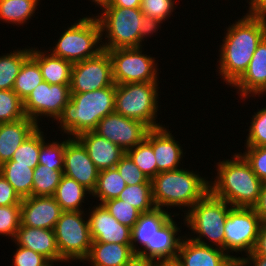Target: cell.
Here are the masks:
<instances>
[{"label":"cell","instance_id":"cell-1","mask_svg":"<svg viewBox=\"0 0 266 266\" xmlns=\"http://www.w3.org/2000/svg\"><path fill=\"white\" fill-rule=\"evenodd\" d=\"M219 49V74L232 86L247 70L258 44L266 36V20L246 14L227 29Z\"/></svg>","mask_w":266,"mask_h":266},{"label":"cell","instance_id":"cell-26","mask_svg":"<svg viewBox=\"0 0 266 266\" xmlns=\"http://www.w3.org/2000/svg\"><path fill=\"white\" fill-rule=\"evenodd\" d=\"M47 52L31 48L30 53L38 62L43 80L49 84L70 85L73 63Z\"/></svg>","mask_w":266,"mask_h":266},{"label":"cell","instance_id":"cell-17","mask_svg":"<svg viewBox=\"0 0 266 266\" xmlns=\"http://www.w3.org/2000/svg\"><path fill=\"white\" fill-rule=\"evenodd\" d=\"M171 217L165 209L155 207L153 210L140 213L138 221L131 228V249L139 257L153 260V238L156 231ZM142 245L137 248L136 244Z\"/></svg>","mask_w":266,"mask_h":266},{"label":"cell","instance_id":"cell-21","mask_svg":"<svg viewBox=\"0 0 266 266\" xmlns=\"http://www.w3.org/2000/svg\"><path fill=\"white\" fill-rule=\"evenodd\" d=\"M76 138L86 148L89 158L99 171L114 168L126 153L121 147L94 131L83 132Z\"/></svg>","mask_w":266,"mask_h":266},{"label":"cell","instance_id":"cell-18","mask_svg":"<svg viewBox=\"0 0 266 266\" xmlns=\"http://www.w3.org/2000/svg\"><path fill=\"white\" fill-rule=\"evenodd\" d=\"M21 225L54 229L63 210L53 196H29L21 202Z\"/></svg>","mask_w":266,"mask_h":266},{"label":"cell","instance_id":"cell-22","mask_svg":"<svg viewBox=\"0 0 266 266\" xmlns=\"http://www.w3.org/2000/svg\"><path fill=\"white\" fill-rule=\"evenodd\" d=\"M230 257L233 255L223 249L197 243L186 236H183L178 252L183 266H224Z\"/></svg>","mask_w":266,"mask_h":266},{"label":"cell","instance_id":"cell-53","mask_svg":"<svg viewBox=\"0 0 266 266\" xmlns=\"http://www.w3.org/2000/svg\"><path fill=\"white\" fill-rule=\"evenodd\" d=\"M249 261L245 257H230L224 266H250Z\"/></svg>","mask_w":266,"mask_h":266},{"label":"cell","instance_id":"cell-44","mask_svg":"<svg viewBox=\"0 0 266 266\" xmlns=\"http://www.w3.org/2000/svg\"><path fill=\"white\" fill-rule=\"evenodd\" d=\"M125 180L126 185H136L141 183H151V180L140 170V168L125 153L115 166Z\"/></svg>","mask_w":266,"mask_h":266},{"label":"cell","instance_id":"cell-37","mask_svg":"<svg viewBox=\"0 0 266 266\" xmlns=\"http://www.w3.org/2000/svg\"><path fill=\"white\" fill-rule=\"evenodd\" d=\"M126 154L149 180H152L157 175V164L153 147L146 140L127 150Z\"/></svg>","mask_w":266,"mask_h":266},{"label":"cell","instance_id":"cell-36","mask_svg":"<svg viewBox=\"0 0 266 266\" xmlns=\"http://www.w3.org/2000/svg\"><path fill=\"white\" fill-rule=\"evenodd\" d=\"M41 127H38L14 152L12 161L17 164L31 165L36 168L39 164V154L42 143L45 141Z\"/></svg>","mask_w":266,"mask_h":266},{"label":"cell","instance_id":"cell-39","mask_svg":"<svg viewBox=\"0 0 266 266\" xmlns=\"http://www.w3.org/2000/svg\"><path fill=\"white\" fill-rule=\"evenodd\" d=\"M174 3V0H142L140 9L154 27L159 29V25L172 15Z\"/></svg>","mask_w":266,"mask_h":266},{"label":"cell","instance_id":"cell-42","mask_svg":"<svg viewBox=\"0 0 266 266\" xmlns=\"http://www.w3.org/2000/svg\"><path fill=\"white\" fill-rule=\"evenodd\" d=\"M21 225V206H0V235L15 239Z\"/></svg>","mask_w":266,"mask_h":266},{"label":"cell","instance_id":"cell-27","mask_svg":"<svg viewBox=\"0 0 266 266\" xmlns=\"http://www.w3.org/2000/svg\"><path fill=\"white\" fill-rule=\"evenodd\" d=\"M173 219L171 217L155 233L153 238V261L178 257L179 246L183 237H176L180 228Z\"/></svg>","mask_w":266,"mask_h":266},{"label":"cell","instance_id":"cell-5","mask_svg":"<svg viewBox=\"0 0 266 266\" xmlns=\"http://www.w3.org/2000/svg\"><path fill=\"white\" fill-rule=\"evenodd\" d=\"M185 169L159 172L152 180V197L155 207H188L210 191V181L199 173Z\"/></svg>","mask_w":266,"mask_h":266},{"label":"cell","instance_id":"cell-4","mask_svg":"<svg viewBox=\"0 0 266 266\" xmlns=\"http://www.w3.org/2000/svg\"><path fill=\"white\" fill-rule=\"evenodd\" d=\"M102 15L95 16L100 24L103 50L141 47L143 39L157 29L140 8L101 7ZM106 38L108 40H106ZM107 41V42H106Z\"/></svg>","mask_w":266,"mask_h":266},{"label":"cell","instance_id":"cell-57","mask_svg":"<svg viewBox=\"0 0 266 266\" xmlns=\"http://www.w3.org/2000/svg\"><path fill=\"white\" fill-rule=\"evenodd\" d=\"M56 262H66V261H60V260H47L44 264H42L41 266H53V263Z\"/></svg>","mask_w":266,"mask_h":266},{"label":"cell","instance_id":"cell-6","mask_svg":"<svg viewBox=\"0 0 266 266\" xmlns=\"http://www.w3.org/2000/svg\"><path fill=\"white\" fill-rule=\"evenodd\" d=\"M231 208L230 204L215 197L209 191L186 211L187 213H184V224H187L192 233L198 234L194 238L189 236V239L203 245H210L224 250V226ZM202 237L210 240L209 242L211 243H206Z\"/></svg>","mask_w":266,"mask_h":266},{"label":"cell","instance_id":"cell-10","mask_svg":"<svg viewBox=\"0 0 266 266\" xmlns=\"http://www.w3.org/2000/svg\"><path fill=\"white\" fill-rule=\"evenodd\" d=\"M142 47L106 50L112 62V77L116 85L159 82L157 63H155L154 57L142 54Z\"/></svg>","mask_w":266,"mask_h":266},{"label":"cell","instance_id":"cell-52","mask_svg":"<svg viewBox=\"0 0 266 266\" xmlns=\"http://www.w3.org/2000/svg\"><path fill=\"white\" fill-rule=\"evenodd\" d=\"M124 266H155V261L134 255Z\"/></svg>","mask_w":266,"mask_h":266},{"label":"cell","instance_id":"cell-28","mask_svg":"<svg viewBox=\"0 0 266 266\" xmlns=\"http://www.w3.org/2000/svg\"><path fill=\"white\" fill-rule=\"evenodd\" d=\"M86 194L91 192L75 179L63 175L53 197L63 211H83Z\"/></svg>","mask_w":266,"mask_h":266},{"label":"cell","instance_id":"cell-43","mask_svg":"<svg viewBox=\"0 0 266 266\" xmlns=\"http://www.w3.org/2000/svg\"><path fill=\"white\" fill-rule=\"evenodd\" d=\"M245 146H266V106L252 116Z\"/></svg>","mask_w":266,"mask_h":266},{"label":"cell","instance_id":"cell-34","mask_svg":"<svg viewBox=\"0 0 266 266\" xmlns=\"http://www.w3.org/2000/svg\"><path fill=\"white\" fill-rule=\"evenodd\" d=\"M63 170L38 164L33 172L32 196H54Z\"/></svg>","mask_w":266,"mask_h":266},{"label":"cell","instance_id":"cell-20","mask_svg":"<svg viewBox=\"0 0 266 266\" xmlns=\"http://www.w3.org/2000/svg\"><path fill=\"white\" fill-rule=\"evenodd\" d=\"M241 99L266 93V36L258 44L247 70L232 85Z\"/></svg>","mask_w":266,"mask_h":266},{"label":"cell","instance_id":"cell-16","mask_svg":"<svg viewBox=\"0 0 266 266\" xmlns=\"http://www.w3.org/2000/svg\"><path fill=\"white\" fill-rule=\"evenodd\" d=\"M89 210L87 217L92 242L131 244V228L119 223L103 204Z\"/></svg>","mask_w":266,"mask_h":266},{"label":"cell","instance_id":"cell-32","mask_svg":"<svg viewBox=\"0 0 266 266\" xmlns=\"http://www.w3.org/2000/svg\"><path fill=\"white\" fill-rule=\"evenodd\" d=\"M40 0H0V19L23 25L34 15Z\"/></svg>","mask_w":266,"mask_h":266},{"label":"cell","instance_id":"cell-30","mask_svg":"<svg viewBox=\"0 0 266 266\" xmlns=\"http://www.w3.org/2000/svg\"><path fill=\"white\" fill-rule=\"evenodd\" d=\"M126 182L118 172L117 168L99 171L95 189L91 195L103 204L105 201L115 199L126 187Z\"/></svg>","mask_w":266,"mask_h":266},{"label":"cell","instance_id":"cell-46","mask_svg":"<svg viewBox=\"0 0 266 266\" xmlns=\"http://www.w3.org/2000/svg\"><path fill=\"white\" fill-rule=\"evenodd\" d=\"M17 251L14 253V259L11 266H41L48 259L43 255L32 251L31 249L17 245Z\"/></svg>","mask_w":266,"mask_h":266},{"label":"cell","instance_id":"cell-51","mask_svg":"<svg viewBox=\"0 0 266 266\" xmlns=\"http://www.w3.org/2000/svg\"><path fill=\"white\" fill-rule=\"evenodd\" d=\"M142 0H109L102 7L140 8Z\"/></svg>","mask_w":266,"mask_h":266},{"label":"cell","instance_id":"cell-14","mask_svg":"<svg viewBox=\"0 0 266 266\" xmlns=\"http://www.w3.org/2000/svg\"><path fill=\"white\" fill-rule=\"evenodd\" d=\"M149 130L146 124L113 112L101 119L93 131L126 152L142 143Z\"/></svg>","mask_w":266,"mask_h":266},{"label":"cell","instance_id":"cell-29","mask_svg":"<svg viewBox=\"0 0 266 266\" xmlns=\"http://www.w3.org/2000/svg\"><path fill=\"white\" fill-rule=\"evenodd\" d=\"M33 172L31 165L17 164L12 160L0 165V174L13 186L22 199L32 196Z\"/></svg>","mask_w":266,"mask_h":266},{"label":"cell","instance_id":"cell-41","mask_svg":"<svg viewBox=\"0 0 266 266\" xmlns=\"http://www.w3.org/2000/svg\"><path fill=\"white\" fill-rule=\"evenodd\" d=\"M103 205L119 223L129 228H132L138 221L140 212L126 201L115 198L105 201Z\"/></svg>","mask_w":266,"mask_h":266},{"label":"cell","instance_id":"cell-35","mask_svg":"<svg viewBox=\"0 0 266 266\" xmlns=\"http://www.w3.org/2000/svg\"><path fill=\"white\" fill-rule=\"evenodd\" d=\"M117 198L131 204L140 213L148 212L155 208L152 197V183L127 185Z\"/></svg>","mask_w":266,"mask_h":266},{"label":"cell","instance_id":"cell-7","mask_svg":"<svg viewBox=\"0 0 266 266\" xmlns=\"http://www.w3.org/2000/svg\"><path fill=\"white\" fill-rule=\"evenodd\" d=\"M158 82H135L116 85L114 112L138 120L150 129L163 126L156 123Z\"/></svg>","mask_w":266,"mask_h":266},{"label":"cell","instance_id":"cell-45","mask_svg":"<svg viewBox=\"0 0 266 266\" xmlns=\"http://www.w3.org/2000/svg\"><path fill=\"white\" fill-rule=\"evenodd\" d=\"M240 154L249 163L253 172L262 181L266 182V146H246V151Z\"/></svg>","mask_w":266,"mask_h":266},{"label":"cell","instance_id":"cell-3","mask_svg":"<svg viewBox=\"0 0 266 266\" xmlns=\"http://www.w3.org/2000/svg\"><path fill=\"white\" fill-rule=\"evenodd\" d=\"M116 84L95 91L71 93L70 101L64 106L57 119L62 132L77 137L93 131L98 122L114 112Z\"/></svg>","mask_w":266,"mask_h":266},{"label":"cell","instance_id":"cell-50","mask_svg":"<svg viewBox=\"0 0 266 266\" xmlns=\"http://www.w3.org/2000/svg\"><path fill=\"white\" fill-rule=\"evenodd\" d=\"M250 254L266 257V222L262 223L255 248Z\"/></svg>","mask_w":266,"mask_h":266},{"label":"cell","instance_id":"cell-38","mask_svg":"<svg viewBox=\"0 0 266 266\" xmlns=\"http://www.w3.org/2000/svg\"><path fill=\"white\" fill-rule=\"evenodd\" d=\"M26 117L23 100L13 90H0V123Z\"/></svg>","mask_w":266,"mask_h":266},{"label":"cell","instance_id":"cell-24","mask_svg":"<svg viewBox=\"0 0 266 266\" xmlns=\"http://www.w3.org/2000/svg\"><path fill=\"white\" fill-rule=\"evenodd\" d=\"M39 127L29 117L0 123V165L12 159L17 148Z\"/></svg>","mask_w":266,"mask_h":266},{"label":"cell","instance_id":"cell-25","mask_svg":"<svg viewBox=\"0 0 266 266\" xmlns=\"http://www.w3.org/2000/svg\"><path fill=\"white\" fill-rule=\"evenodd\" d=\"M134 255L131 244L92 242L83 262L91 266H124Z\"/></svg>","mask_w":266,"mask_h":266},{"label":"cell","instance_id":"cell-54","mask_svg":"<svg viewBox=\"0 0 266 266\" xmlns=\"http://www.w3.org/2000/svg\"><path fill=\"white\" fill-rule=\"evenodd\" d=\"M246 258L250 265L253 264V266H266V257L260 256L258 254H248Z\"/></svg>","mask_w":266,"mask_h":266},{"label":"cell","instance_id":"cell-13","mask_svg":"<svg viewBox=\"0 0 266 266\" xmlns=\"http://www.w3.org/2000/svg\"><path fill=\"white\" fill-rule=\"evenodd\" d=\"M113 84L112 62L107 51L103 50L96 57L73 63L71 93L95 91Z\"/></svg>","mask_w":266,"mask_h":266},{"label":"cell","instance_id":"cell-23","mask_svg":"<svg viewBox=\"0 0 266 266\" xmlns=\"http://www.w3.org/2000/svg\"><path fill=\"white\" fill-rule=\"evenodd\" d=\"M14 241L16 245L31 249L48 260L65 261L60 256L53 229L31 228L20 225Z\"/></svg>","mask_w":266,"mask_h":266},{"label":"cell","instance_id":"cell-9","mask_svg":"<svg viewBox=\"0 0 266 266\" xmlns=\"http://www.w3.org/2000/svg\"><path fill=\"white\" fill-rule=\"evenodd\" d=\"M84 211H63L54 226L60 256L69 263L87 257L92 245L89 222Z\"/></svg>","mask_w":266,"mask_h":266},{"label":"cell","instance_id":"cell-47","mask_svg":"<svg viewBox=\"0 0 266 266\" xmlns=\"http://www.w3.org/2000/svg\"><path fill=\"white\" fill-rule=\"evenodd\" d=\"M22 198L0 174V206L21 205Z\"/></svg>","mask_w":266,"mask_h":266},{"label":"cell","instance_id":"cell-15","mask_svg":"<svg viewBox=\"0 0 266 266\" xmlns=\"http://www.w3.org/2000/svg\"><path fill=\"white\" fill-rule=\"evenodd\" d=\"M63 175L75 179L91 193L95 189L99 170L76 137H72L65 145Z\"/></svg>","mask_w":266,"mask_h":266},{"label":"cell","instance_id":"cell-40","mask_svg":"<svg viewBox=\"0 0 266 266\" xmlns=\"http://www.w3.org/2000/svg\"><path fill=\"white\" fill-rule=\"evenodd\" d=\"M72 137L60 142L46 143L45 141L41 145L39 154V164L52 167L55 170H64V150L66 143Z\"/></svg>","mask_w":266,"mask_h":266},{"label":"cell","instance_id":"cell-49","mask_svg":"<svg viewBox=\"0 0 266 266\" xmlns=\"http://www.w3.org/2000/svg\"><path fill=\"white\" fill-rule=\"evenodd\" d=\"M249 10L246 14L266 20V0H249Z\"/></svg>","mask_w":266,"mask_h":266},{"label":"cell","instance_id":"cell-48","mask_svg":"<svg viewBox=\"0 0 266 266\" xmlns=\"http://www.w3.org/2000/svg\"><path fill=\"white\" fill-rule=\"evenodd\" d=\"M252 208L261 221L266 222V182L262 183L258 200Z\"/></svg>","mask_w":266,"mask_h":266},{"label":"cell","instance_id":"cell-56","mask_svg":"<svg viewBox=\"0 0 266 266\" xmlns=\"http://www.w3.org/2000/svg\"><path fill=\"white\" fill-rule=\"evenodd\" d=\"M92 2H94L95 5L97 4L98 7H102L103 5L107 4L109 0H92Z\"/></svg>","mask_w":266,"mask_h":266},{"label":"cell","instance_id":"cell-31","mask_svg":"<svg viewBox=\"0 0 266 266\" xmlns=\"http://www.w3.org/2000/svg\"><path fill=\"white\" fill-rule=\"evenodd\" d=\"M43 77L38 62L30 55L24 62L17 75L12 90L24 101Z\"/></svg>","mask_w":266,"mask_h":266},{"label":"cell","instance_id":"cell-12","mask_svg":"<svg viewBox=\"0 0 266 266\" xmlns=\"http://www.w3.org/2000/svg\"><path fill=\"white\" fill-rule=\"evenodd\" d=\"M70 98V85L49 84L43 81L23 101L25 115L37 125L42 116L52 117L57 121Z\"/></svg>","mask_w":266,"mask_h":266},{"label":"cell","instance_id":"cell-8","mask_svg":"<svg viewBox=\"0 0 266 266\" xmlns=\"http://www.w3.org/2000/svg\"><path fill=\"white\" fill-rule=\"evenodd\" d=\"M100 24L95 16H86L71 24L60 35L57 44L50 51L54 56L60 57L71 63L96 57L102 48ZM100 45V46H99Z\"/></svg>","mask_w":266,"mask_h":266},{"label":"cell","instance_id":"cell-55","mask_svg":"<svg viewBox=\"0 0 266 266\" xmlns=\"http://www.w3.org/2000/svg\"><path fill=\"white\" fill-rule=\"evenodd\" d=\"M155 266H183V263L176 258H170V259H161L155 261Z\"/></svg>","mask_w":266,"mask_h":266},{"label":"cell","instance_id":"cell-11","mask_svg":"<svg viewBox=\"0 0 266 266\" xmlns=\"http://www.w3.org/2000/svg\"><path fill=\"white\" fill-rule=\"evenodd\" d=\"M262 221L252 207H232L224 226V251L250 254L256 245ZM231 250V251H230Z\"/></svg>","mask_w":266,"mask_h":266},{"label":"cell","instance_id":"cell-2","mask_svg":"<svg viewBox=\"0 0 266 266\" xmlns=\"http://www.w3.org/2000/svg\"><path fill=\"white\" fill-rule=\"evenodd\" d=\"M217 175L210 181V192L232 207H253L257 202L262 181L240 154L217 163Z\"/></svg>","mask_w":266,"mask_h":266},{"label":"cell","instance_id":"cell-33","mask_svg":"<svg viewBox=\"0 0 266 266\" xmlns=\"http://www.w3.org/2000/svg\"><path fill=\"white\" fill-rule=\"evenodd\" d=\"M30 53L31 48H25L0 56V90H12L23 62L30 56Z\"/></svg>","mask_w":266,"mask_h":266},{"label":"cell","instance_id":"cell-19","mask_svg":"<svg viewBox=\"0 0 266 266\" xmlns=\"http://www.w3.org/2000/svg\"><path fill=\"white\" fill-rule=\"evenodd\" d=\"M170 132L163 126L152 128L148 131L145 139L153 147L157 174L159 172L179 169L181 158L183 159L181 144H178L179 142L174 139Z\"/></svg>","mask_w":266,"mask_h":266}]
</instances>
